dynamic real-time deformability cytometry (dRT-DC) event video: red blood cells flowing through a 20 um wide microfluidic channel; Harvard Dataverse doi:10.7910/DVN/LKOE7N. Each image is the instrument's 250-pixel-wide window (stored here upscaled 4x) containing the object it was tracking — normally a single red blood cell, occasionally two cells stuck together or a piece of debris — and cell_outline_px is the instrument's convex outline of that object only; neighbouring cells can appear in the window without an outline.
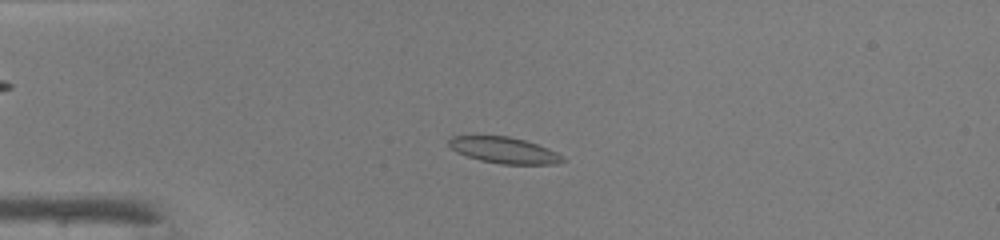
{"species": "common noctule bat (a hibernating species)", "species_latin": "Nyctalus noctula", "temperature_condition": "warm", "stored_images_in_passage": 37, "camera_frame_rate_fps": 3000, "um_per_image_px": 0.085, "animal": {"sex": "male", "body_mass_g": 19.0, "forearm_length_mm": 50.8}, "frame": {"image": 1, "passage_image": 2, "time_ms": 0.333, "image_size_px": [1000, 240], "cell_outline_px": [[568, 160], [556, 164], [500, 164], [480, 160], [456, 152], [448, 144], [448, 140], [452, 136], [508, 136], [524, 140], [548, 148], [564, 156]], "centroid_in_image_um": [42.88, 12.77], "position_along_channel_um": 42.1, "area_um2": 17.34}}
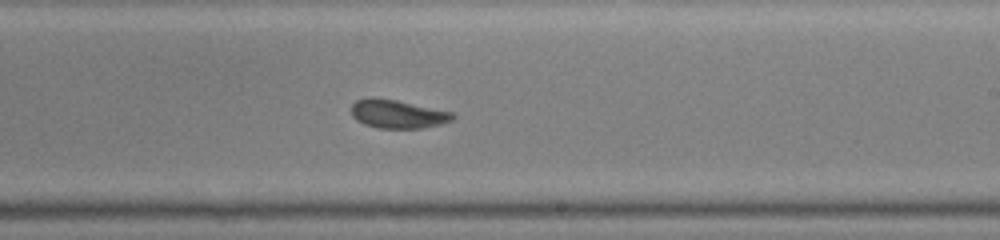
{"frame": {"image": 2, "passage_image": 19, "time_ms": 6.0, "image_size_px": [1000, 240], "cell_outline_px": [[456, 116], [452, 120], [440, 124], [420, 128], [376, 128], [364, 124], [356, 120], [352, 116], [352, 104], [356, 100], [396, 100], [452, 112]], "centroid_in_image_um": [33.83, 9.73], "position_along_channel_um": 255.2, "area_um2": 16.24}}
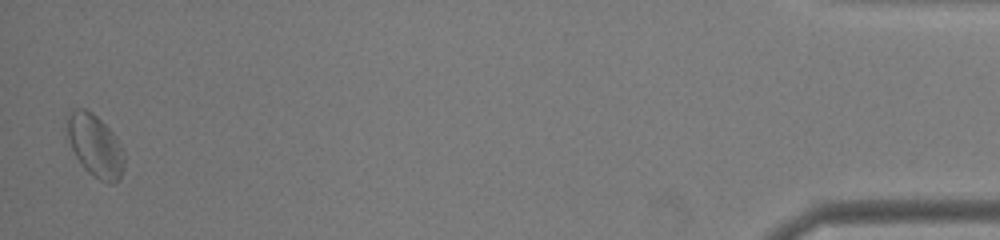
{"frame": {"image": 3, "passage_image": 37, "time_ms": 12.0, "image_size_px": [1000, 240], "cell_outline_px": [[124, 164], [120, 176], [112, 184], [100, 180], [88, 172], [84, 168], [76, 156], [72, 148], [68, 136], [68, 116], [76, 108], [84, 108], [92, 112], [116, 136], [124, 156]], "centroid_in_image_um": [8.1, 12.39], "position_along_channel_um": 427.1, "area_um2": 20.11}, "authors_computed_cell_mechanics": {"area_um2": 17.1666, "velocity_mm_per_s": 4.259, "shape_relaxation_time_tau1_ms": null, "shape_relaxation_time_tau2_ms": 4.4889, "deformation_change_tau1": null, "deformation_change_tau2": 0.1004}}